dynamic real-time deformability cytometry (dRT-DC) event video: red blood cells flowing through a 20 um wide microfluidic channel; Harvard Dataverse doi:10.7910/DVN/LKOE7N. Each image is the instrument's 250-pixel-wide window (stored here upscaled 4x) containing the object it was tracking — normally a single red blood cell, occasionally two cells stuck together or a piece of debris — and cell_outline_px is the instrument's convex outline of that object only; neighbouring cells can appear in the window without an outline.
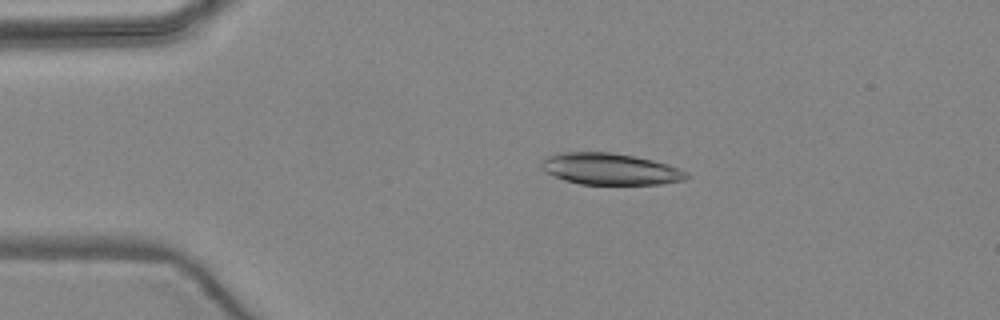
{"species": "common noctule bat (a hibernating species)", "species_latin": "Nyctalus noctula", "temperature_condition": "warm", "stored_images_in_passage": 4, "camera_frame_rate_fps": 3000, "um_per_image_px": 0.085, "animal": {"sex": "female", "body_mass_g": 24.6, "forearm_length_mm": 56.2}, "frame": {"image": 1, "passage_image": 3, "time_ms": 2.333, "image_size_px": [1000, 320], "cell_outline_px": [[688, 176], [684, 180], [660, 184], [580, 184], [544, 172], [540, 164], [544, 156], [560, 152], [612, 152], [652, 160], [668, 164], [680, 168], [688, 172]], "centroid_in_image_um": [51.85, 14.35], "position_along_channel_um": 33.2, "area_um2": 26.65}}